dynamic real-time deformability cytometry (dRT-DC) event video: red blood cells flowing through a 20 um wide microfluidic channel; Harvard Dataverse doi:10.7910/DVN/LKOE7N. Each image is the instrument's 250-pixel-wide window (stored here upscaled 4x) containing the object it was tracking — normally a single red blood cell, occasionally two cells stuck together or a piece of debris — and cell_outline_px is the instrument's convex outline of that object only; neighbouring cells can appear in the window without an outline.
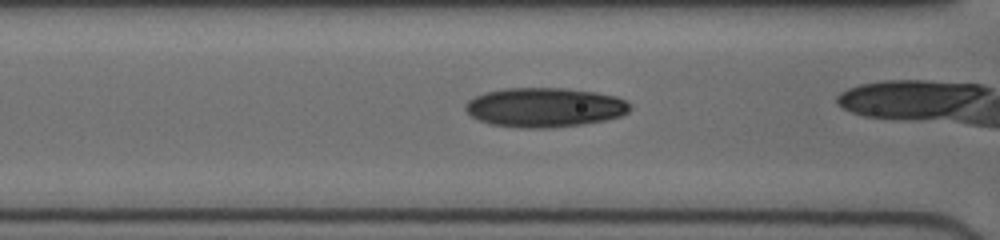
{"species": "human", "species_latin": "Homo sapiens", "temperature_condition": "cold", "stored_images_in_passage": 34, "camera_frame_rate_fps": 3000, "um_per_image_px": 0.085, "donor": {"sex": "female"}, "frame": {"image": 1, "passage_image": 14, "time_ms": 4.333, "image_size_px": [1000, 240], "cell_outline_px": [[632, 108], [628, 112], [620, 116], [604, 120], [580, 124], [548, 128], [520, 128], [492, 124], [480, 120], [472, 116], [464, 108], [468, 100], [484, 92], [504, 88], [568, 88], [596, 92], [616, 96], [624, 100]], "centroid_in_image_um": [46.29, 9.12], "position_along_channel_um": 120.3, "area_um2": 37.69}}
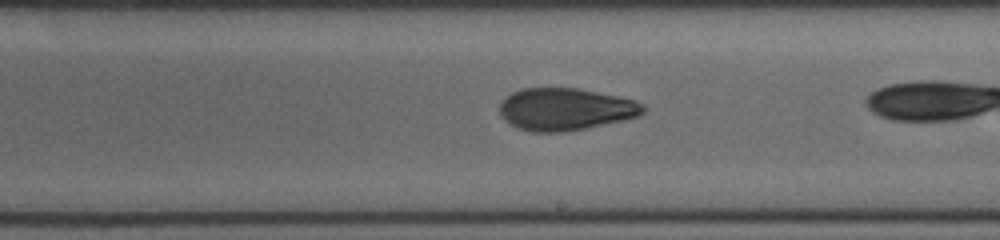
{"frame": {"image": 2, "passage_image": 23, "time_ms": 7.333, "image_size_px": [1000, 240], "cell_outline_px": [[644, 112], [640, 116], [624, 120], [564, 132], [532, 132], [516, 128], [500, 116], [500, 104], [504, 96], [520, 88], [580, 88], [620, 96], [636, 100], [644, 104]], "centroid_in_image_um": [48.06, 9.27], "position_along_channel_um": 240.9, "area_um2": 35.72}}
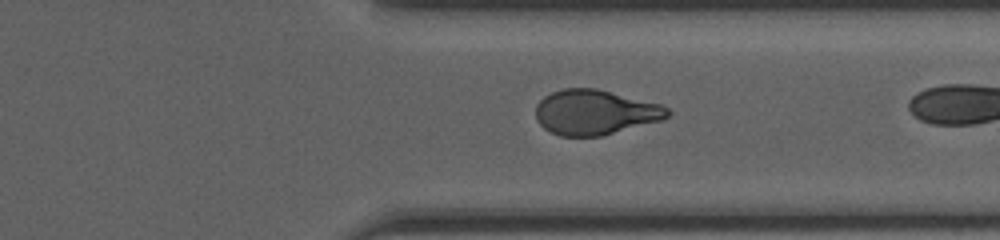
{"frame": {"image": 3, "passage_image": 32, "time_ms": 10.333, "image_size_px": [1000, 240], "cell_outline_px": [[672, 112], [664, 120], [600, 136], [560, 136], [544, 128], [536, 120], [536, 104], [544, 96], [552, 92], [564, 88], [596, 88], [660, 104], [668, 108]], "centroid_in_image_um": [50.58, 9.54], "position_along_channel_um": 360.8, "area_um2": 34.56}}